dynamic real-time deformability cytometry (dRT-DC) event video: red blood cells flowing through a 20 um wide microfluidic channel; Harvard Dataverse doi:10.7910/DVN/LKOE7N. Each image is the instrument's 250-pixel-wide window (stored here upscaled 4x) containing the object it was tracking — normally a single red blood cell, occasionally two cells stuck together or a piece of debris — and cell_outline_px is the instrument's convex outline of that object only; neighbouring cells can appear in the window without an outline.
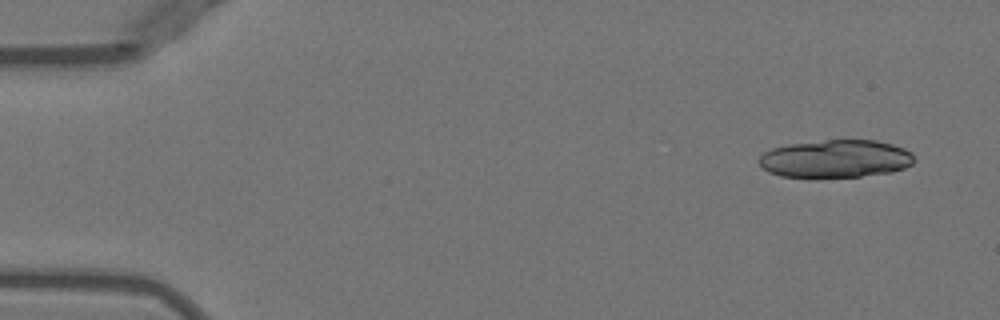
{"species": "Egyptian fruit bat (a non-hibernating species)", "species_latin": "Rousettus aegyptiacus", "temperature_condition": "warm", "stored_images_in_passage": 17, "camera_frame_rate_fps": 3000, "um_per_image_px": 0.085, "animal": {"sex": "female"}, "frame": {"image": 1, "passage_image": 3, "time_ms": 0.667, "image_size_px": [1000, 320], "cell_outline_px": [[916, 160], [912, 164], [904, 168], [892, 172], [860, 176], [820, 180], [816, 180], [780, 176], [768, 172], [760, 164], [760, 156], [764, 152], [772, 148], [788, 144], [828, 140], [876, 140], [892, 144], [904, 148], [912, 152]], "centroid_in_image_um": [71.02, 13.53], "position_along_channel_um": 14.0, "area_um2": 35.14}}